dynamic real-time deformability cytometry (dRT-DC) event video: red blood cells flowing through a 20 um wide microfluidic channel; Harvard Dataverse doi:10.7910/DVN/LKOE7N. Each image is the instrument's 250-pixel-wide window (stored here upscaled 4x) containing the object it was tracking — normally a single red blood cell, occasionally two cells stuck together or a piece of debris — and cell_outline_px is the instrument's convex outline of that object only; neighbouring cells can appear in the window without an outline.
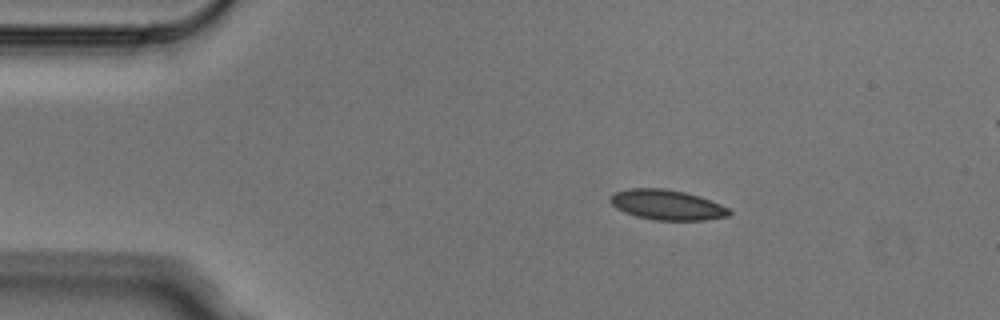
{"species": "Egyptian fruit bat (a non-hibernating species)", "species_latin": "Rousettus aegyptiacus", "temperature_condition": "cold", "stored_images_in_passage": 7, "camera_frame_rate_fps": 3000, "um_per_image_px": 0.085, "animal": {"sex": "male"}, "frame": {"image": 1, "passage_image": 1, "time_ms": 0.0, "image_size_px": [1000, 320], "cell_outline_px": [[732, 212], [728, 216], [704, 220], [656, 220], [636, 216], [624, 212], [616, 208], [608, 200], [616, 192], [628, 188], [664, 188], [684, 192], [700, 196], [720, 204], [728, 208]], "centroid_in_image_um": [56.69, 17.41], "position_along_channel_um": 28.3, "area_um2": 20.81}}
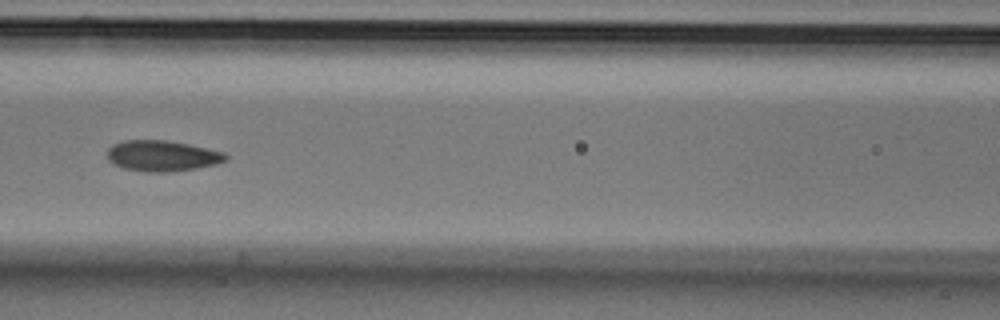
{"frame": {"image": 2, "passage_image": 5, "time_ms": 1.333, "image_size_px": [1000, 320], "cell_outline_px": [[228, 160], [216, 164], [196, 168], [168, 172], [148, 172], [124, 168], [112, 164], [108, 160], [108, 148], [112, 144], [124, 140], [164, 140], [188, 144], [208, 148], [224, 152], [228, 156]], "centroid_in_image_um": [13.78, 13.24], "position_along_channel_um": 152.8, "area_um2": 21.33}}
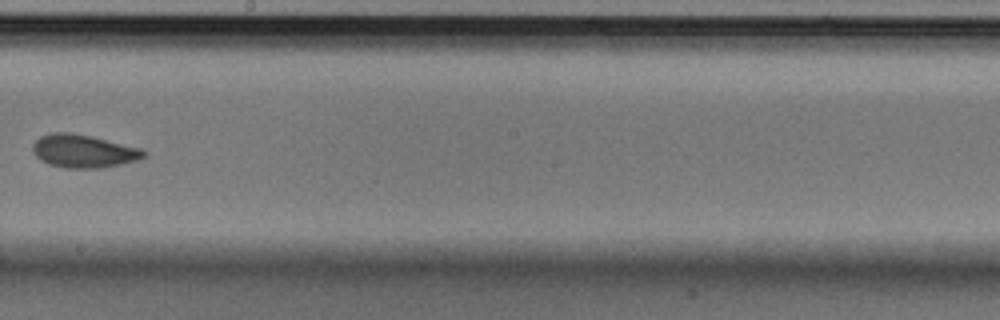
{"frame": {"image": 3, "passage_image": 7, "time_ms": 2.0, "image_size_px": [1000, 320], "cell_outline_px": [[148, 156], [136, 160], [120, 164], [100, 168], [68, 168], [48, 164], [40, 160], [32, 152], [32, 144], [40, 136], [52, 132], [68, 132], [92, 136], [140, 148], [148, 152]], "centroid_in_image_um": [7.09, 12.84], "position_along_channel_um": 241.1, "area_um2": 21.5}}